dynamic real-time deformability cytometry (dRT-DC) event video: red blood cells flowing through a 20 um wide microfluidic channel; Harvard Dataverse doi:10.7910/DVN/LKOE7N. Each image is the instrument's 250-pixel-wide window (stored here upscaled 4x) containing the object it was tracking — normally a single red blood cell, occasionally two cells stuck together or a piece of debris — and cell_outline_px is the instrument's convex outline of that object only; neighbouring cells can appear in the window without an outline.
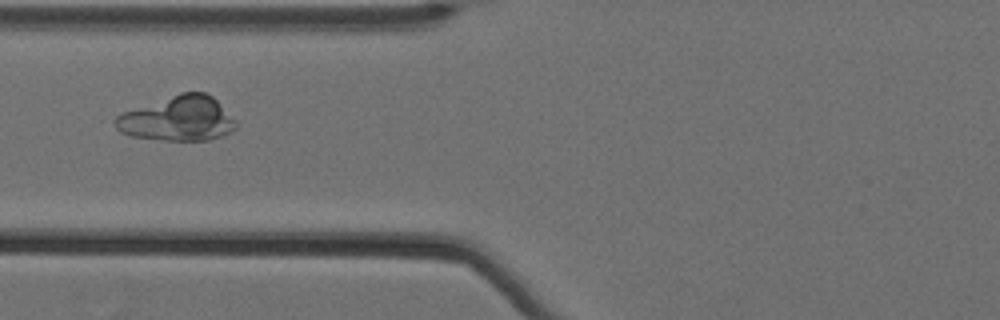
{"species": "Egyptian fruit bat (a non-hibernating species)", "species_latin": "Rousettus aegyptiacus", "temperature_condition": "cold", "stored_images_in_passage": 68, "camera_frame_rate_fps": 3000, "um_per_image_px": 0.085, "animal": {"sex": "female"}, "frame": {"image": 1, "passage_image": 36, "time_ms": 11.667, "image_size_px": [1000, 320], "cell_outline_px": [[240, 124], [232, 132], [208, 140], [164, 140], [132, 136], [120, 132], [116, 128], [112, 120], [116, 116], [124, 112], [180, 92], [204, 92], [212, 96]], "centroid_in_image_um": [15.14, 10.09], "position_along_channel_um": 110.7, "area_um2": 31.44}}
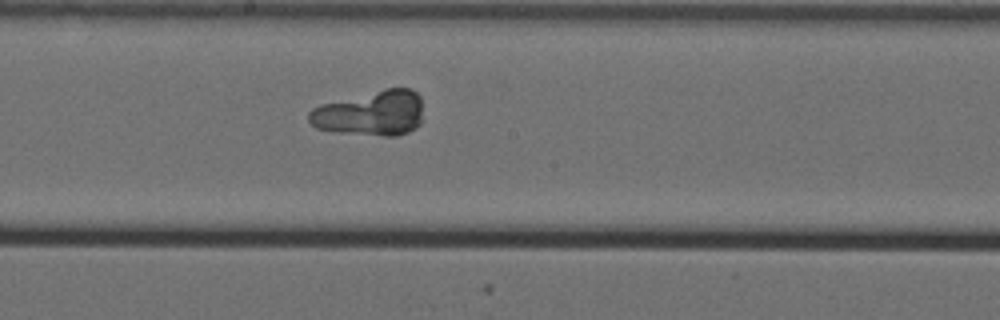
{"frame": {"image": 2, "passage_image": 45, "time_ms": 14.667, "image_size_px": [1000, 320], "cell_outline_px": [[420, 124], [416, 128], [408, 132], [396, 136], [384, 136], [340, 132], [316, 128], [308, 120], [308, 112], [312, 108], [320, 104], [384, 88], [412, 88], [420, 96]], "centroid_in_image_um": [31.5, 9.61], "position_along_channel_um": 216.7, "area_um2": 30.06}}
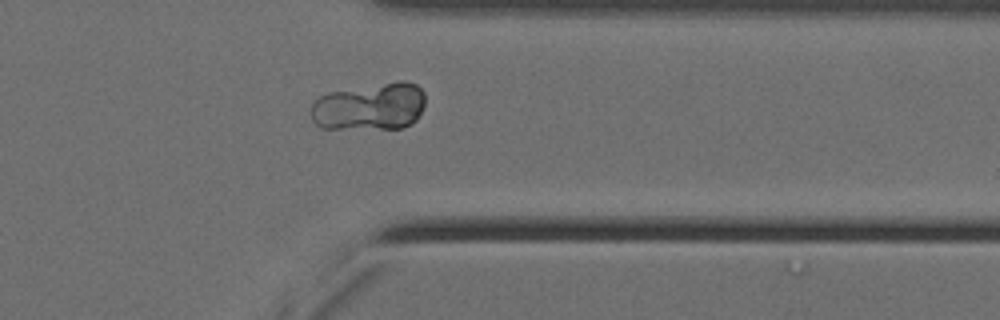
{"frame": {"image": 3, "passage_image": 59, "time_ms": 19.333, "image_size_px": [1000, 320], "cell_outline_px": [[424, 104], [416, 120], [412, 124], [404, 128], [320, 128], [312, 120], [308, 112], [312, 104], [320, 96], [328, 92], [396, 80], [404, 80], [416, 84], [424, 92]], "centroid_in_image_um": [31.42, 9.05], "position_along_channel_um": 380.0, "area_um2": 32.08}, "authors_computed_cell_mechanics": {"area_um2": 29.9115, "velocity_mm_per_s": 3.5104, "shape_relaxation_time_tau1_ms": 0.3625, "shape_relaxation_time_tau2_ms": null, "deformation_change_tau1": null, "deformation_change_tau2": null}}